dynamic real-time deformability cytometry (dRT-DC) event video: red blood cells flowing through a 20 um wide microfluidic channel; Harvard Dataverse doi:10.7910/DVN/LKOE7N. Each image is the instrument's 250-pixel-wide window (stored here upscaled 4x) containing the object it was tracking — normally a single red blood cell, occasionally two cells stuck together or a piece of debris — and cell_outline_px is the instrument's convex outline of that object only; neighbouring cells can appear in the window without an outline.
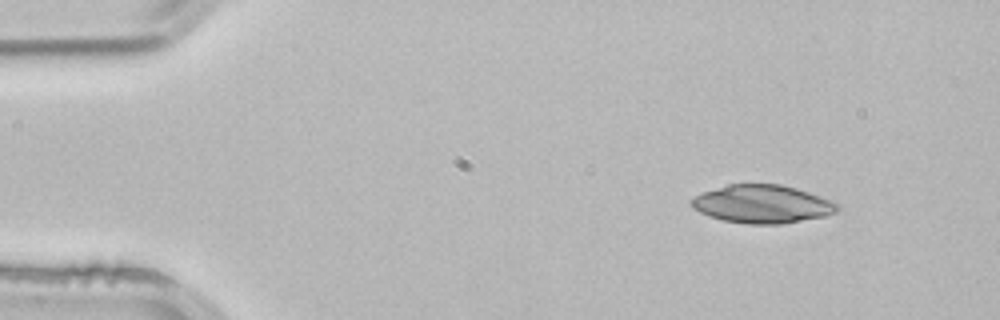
{"species": "common noctule bat (a hibernating species)", "species_latin": "Nyctalus noctula", "temperature_condition": "room temperature", "stored_images_in_passage": 3, "camera_frame_rate_fps": 3000, "um_per_image_px": 0.085, "animal": {"sex": "male", "body_mass_g": 21.5, "forearm_length_mm": 52.0}, "frame": {"image": 1, "passage_image": 1, "time_ms": 0.0, "image_size_px": [1000, 320], "cell_outline_px": [[840, 208], [836, 212], [824, 216], [780, 224], [748, 224], [724, 220], [708, 216], [692, 208], [688, 204], [688, 200], [700, 192], [728, 184], [780, 184], [796, 188], [836, 200], [840, 204]], "centroid_in_image_um": [64.78, 17.33], "position_along_channel_um": 20.2, "area_um2": 32.95}}